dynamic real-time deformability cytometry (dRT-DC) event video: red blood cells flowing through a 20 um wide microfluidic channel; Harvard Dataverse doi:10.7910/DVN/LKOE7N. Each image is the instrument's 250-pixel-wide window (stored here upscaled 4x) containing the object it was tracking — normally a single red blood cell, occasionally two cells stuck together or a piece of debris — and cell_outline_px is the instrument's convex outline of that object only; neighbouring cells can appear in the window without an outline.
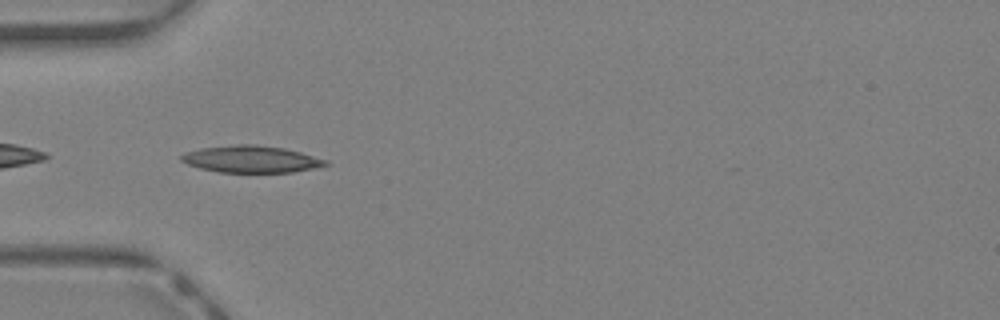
{"species": "Egyptian fruit bat (a non-hibernating species)", "species_latin": "Rousettus aegyptiacus", "temperature_condition": "warm", "stored_images_in_passage": 31, "camera_frame_rate_fps": 3000, "um_per_image_px": 0.085, "animal": {"sex": "female"}, "frame": {"image": 1, "passage_image": 2, "time_ms": 0.333, "image_size_px": [1000, 320], "cell_outline_px": [[328, 164], [312, 168], [292, 172], [220, 172], [200, 168], [188, 164], [180, 160], [180, 156], [184, 152], [200, 148], [236, 144], [256, 144], [284, 148], [300, 152], [328, 160]], "centroid_in_image_um": [21.31, 13.52], "position_along_channel_um": 63.7, "area_um2": 22.54}}
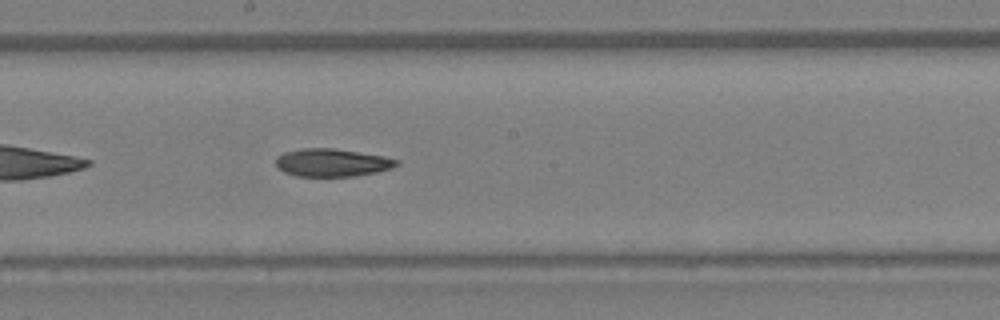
{"frame": {"image": 2, "passage_image": 12, "time_ms": 3.667, "image_size_px": [1000, 320], "cell_outline_px": [[400, 164], [392, 168], [376, 172], [352, 176], [296, 176], [284, 172], [276, 168], [276, 156], [284, 152], [304, 148], [332, 148], [384, 156], [400, 160]], "centroid_in_image_um": [28.21, 13.82], "position_along_channel_um": 220.0, "area_um2": 19.65}}
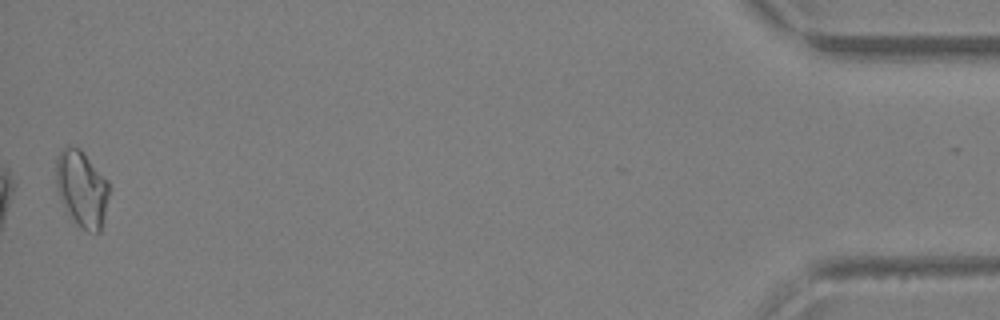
{"frame": {"image": 3, "passage_image": 31, "time_ms": 10.0, "image_size_px": [1000, 320], "cell_outline_px": [[112, 188], [104, 220], [100, 232], [88, 232], [80, 228], [68, 216], [56, 188], [56, 156], [68, 144], [80, 148], [108, 180]], "centroid_in_image_um": [6.98, 16.05], "position_along_channel_um": 428.2, "area_um2": 24.33}, "authors_computed_cell_mechanics": {"area_um2": 20.3456, "velocity_mm_per_s": 4.7445, "shape_relaxation_time_tau1_ms": null, "shape_relaxation_time_tau2_ms": 9.6087, "deformation_change_tau1": null, "deformation_change_tau2": 0.1799}}